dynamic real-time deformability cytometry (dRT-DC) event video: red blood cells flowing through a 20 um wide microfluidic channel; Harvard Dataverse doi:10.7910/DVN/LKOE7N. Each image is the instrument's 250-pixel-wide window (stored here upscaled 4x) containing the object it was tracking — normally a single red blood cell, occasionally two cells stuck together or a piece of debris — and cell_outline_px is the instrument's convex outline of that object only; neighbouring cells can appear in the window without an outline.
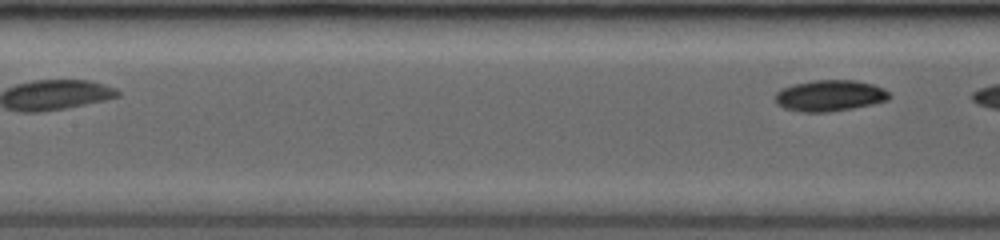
{"species": "common noctule bat (a hibernating species)", "species_latin": "Nyctalus noctula", "temperature_condition": "room temperature", "stored_images_in_passage": 8, "camera_frame_rate_fps": 3500, "um_per_image_px": 0.085, "animal": {"sex": "female", "body_mass_g": 19.0, "forearm_length_mm": 53.3}, "frame": {"image": 1, "passage_image": 8, "time_ms": 3.714, "image_size_px": [1000, 240], "cell_outline_px": [[888, 100], [872, 104], [852, 108], [828, 112], [800, 112], [784, 108], [776, 104], [772, 100], [772, 96], [776, 92], [784, 88], [796, 84], [812, 80], [856, 80], [872, 84], [884, 88], [888, 92]], "centroid_in_image_um": [70.47, 8.13], "position_along_channel_um": 136.9, "area_um2": 20.81}}